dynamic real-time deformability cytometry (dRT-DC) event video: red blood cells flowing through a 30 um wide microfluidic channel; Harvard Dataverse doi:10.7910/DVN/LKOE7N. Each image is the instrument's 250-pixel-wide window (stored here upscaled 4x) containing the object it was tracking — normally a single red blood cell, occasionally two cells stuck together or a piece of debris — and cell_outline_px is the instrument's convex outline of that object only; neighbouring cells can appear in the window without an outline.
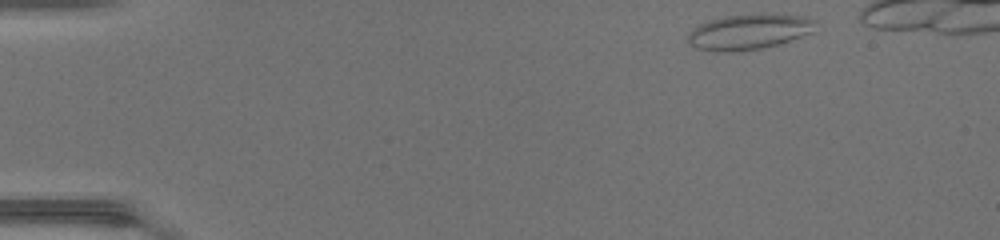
{"species": "common noctule bat (a hibernating species)", "species_latin": "Nyctalus noctula", "temperature_condition": "warm", "stored_images_in_passage": 38, "camera_frame_rate_fps": 3000, "um_per_image_px": 0.085, "animal": {"sex": "female", "body_mass_g": 17.0, "forearm_length_mm": 48.0}, "frame": {"image": 1, "passage_image": 1, "time_ms": 0.0, "image_size_px": [1000, 240], "cell_outline_px": [[816, 20], [812, 32], [776, 44], [760, 48], [728, 52], [716, 52], [696, 48], [688, 40], [688, 36], [700, 24], [708, 20], [728, 16], [804, 16]], "centroid_in_image_um": [63.62, 2.73], "position_along_channel_um": 21.4, "area_um2": 24.97}}
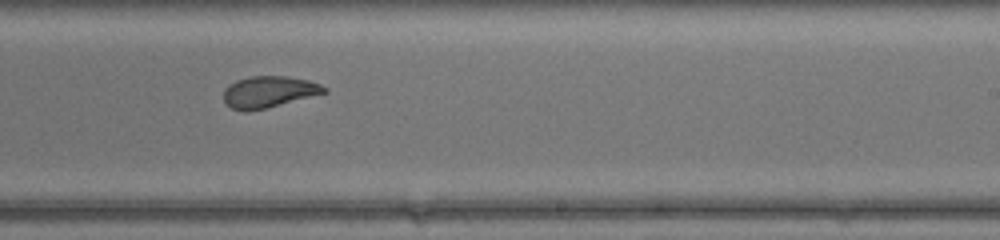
{"frame": {"image": 2, "passage_image": 25, "time_ms": 8.0, "image_size_px": [1000, 240], "cell_outline_px": [[328, 92], [248, 112], [244, 112], [232, 108], [224, 100], [224, 88], [236, 80], [252, 76], [288, 76], [308, 80], [320, 84], [328, 88]], "centroid_in_image_um": [22.85, 7.8], "position_along_channel_um": 266.2, "area_um2": 18.32}}
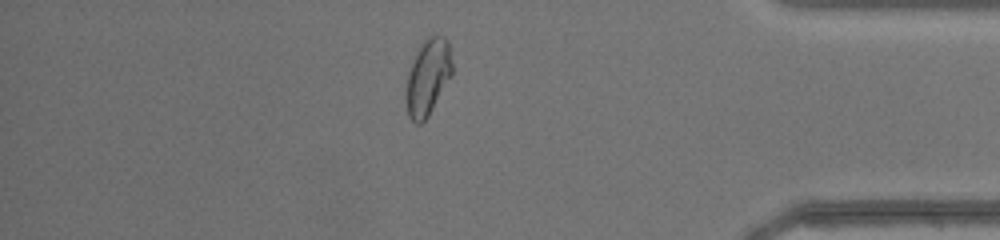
{"frame": {"image": 3, "passage_image": 36, "time_ms": 11.667, "image_size_px": [1000, 240], "cell_outline_px": [[452, 76], [428, 116], [420, 124], [416, 124], [408, 116], [408, 72], [416, 52], [424, 40], [428, 36], [436, 32], [444, 36], [448, 40], [452, 64]], "centroid_in_image_um": [36.42, 6.48], "position_along_channel_um": 398.8, "area_um2": 20.23}}